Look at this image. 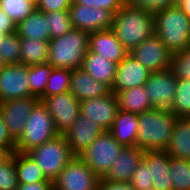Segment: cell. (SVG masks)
Returning <instances> with one entry per match:
<instances>
[{
    "mask_svg": "<svg viewBox=\"0 0 190 190\" xmlns=\"http://www.w3.org/2000/svg\"><path fill=\"white\" fill-rule=\"evenodd\" d=\"M12 152L5 146L0 145V164L12 156Z\"/></svg>",
    "mask_w": 190,
    "mask_h": 190,
    "instance_id": "cell-47",
    "label": "cell"
},
{
    "mask_svg": "<svg viewBox=\"0 0 190 190\" xmlns=\"http://www.w3.org/2000/svg\"><path fill=\"white\" fill-rule=\"evenodd\" d=\"M176 4L190 19V0H177Z\"/></svg>",
    "mask_w": 190,
    "mask_h": 190,
    "instance_id": "cell-46",
    "label": "cell"
},
{
    "mask_svg": "<svg viewBox=\"0 0 190 190\" xmlns=\"http://www.w3.org/2000/svg\"><path fill=\"white\" fill-rule=\"evenodd\" d=\"M0 145L7 147L12 153L15 152V141L8 134L2 115L0 114Z\"/></svg>",
    "mask_w": 190,
    "mask_h": 190,
    "instance_id": "cell-43",
    "label": "cell"
},
{
    "mask_svg": "<svg viewBox=\"0 0 190 190\" xmlns=\"http://www.w3.org/2000/svg\"><path fill=\"white\" fill-rule=\"evenodd\" d=\"M154 32L175 54L190 47V19L175 4L154 13Z\"/></svg>",
    "mask_w": 190,
    "mask_h": 190,
    "instance_id": "cell-3",
    "label": "cell"
},
{
    "mask_svg": "<svg viewBox=\"0 0 190 190\" xmlns=\"http://www.w3.org/2000/svg\"><path fill=\"white\" fill-rule=\"evenodd\" d=\"M80 114L91 119L102 130L109 131L119 111L117 96L108 95L81 101Z\"/></svg>",
    "mask_w": 190,
    "mask_h": 190,
    "instance_id": "cell-15",
    "label": "cell"
},
{
    "mask_svg": "<svg viewBox=\"0 0 190 190\" xmlns=\"http://www.w3.org/2000/svg\"><path fill=\"white\" fill-rule=\"evenodd\" d=\"M24 97H31L28 66L6 64L0 70V102Z\"/></svg>",
    "mask_w": 190,
    "mask_h": 190,
    "instance_id": "cell-14",
    "label": "cell"
},
{
    "mask_svg": "<svg viewBox=\"0 0 190 190\" xmlns=\"http://www.w3.org/2000/svg\"><path fill=\"white\" fill-rule=\"evenodd\" d=\"M100 179L79 156H74L53 181V187L54 190H97Z\"/></svg>",
    "mask_w": 190,
    "mask_h": 190,
    "instance_id": "cell-8",
    "label": "cell"
},
{
    "mask_svg": "<svg viewBox=\"0 0 190 190\" xmlns=\"http://www.w3.org/2000/svg\"><path fill=\"white\" fill-rule=\"evenodd\" d=\"M171 158L190 161V118H178L164 150Z\"/></svg>",
    "mask_w": 190,
    "mask_h": 190,
    "instance_id": "cell-23",
    "label": "cell"
},
{
    "mask_svg": "<svg viewBox=\"0 0 190 190\" xmlns=\"http://www.w3.org/2000/svg\"><path fill=\"white\" fill-rule=\"evenodd\" d=\"M48 20L47 28L50 31L51 39L61 37L73 29L68 10L44 12Z\"/></svg>",
    "mask_w": 190,
    "mask_h": 190,
    "instance_id": "cell-31",
    "label": "cell"
},
{
    "mask_svg": "<svg viewBox=\"0 0 190 190\" xmlns=\"http://www.w3.org/2000/svg\"><path fill=\"white\" fill-rule=\"evenodd\" d=\"M170 69L178 79H190V47L172 55Z\"/></svg>",
    "mask_w": 190,
    "mask_h": 190,
    "instance_id": "cell-38",
    "label": "cell"
},
{
    "mask_svg": "<svg viewBox=\"0 0 190 190\" xmlns=\"http://www.w3.org/2000/svg\"><path fill=\"white\" fill-rule=\"evenodd\" d=\"M21 64L34 66L48 62L49 42L20 38Z\"/></svg>",
    "mask_w": 190,
    "mask_h": 190,
    "instance_id": "cell-27",
    "label": "cell"
},
{
    "mask_svg": "<svg viewBox=\"0 0 190 190\" xmlns=\"http://www.w3.org/2000/svg\"><path fill=\"white\" fill-rule=\"evenodd\" d=\"M172 112L178 118H190V79H178Z\"/></svg>",
    "mask_w": 190,
    "mask_h": 190,
    "instance_id": "cell-32",
    "label": "cell"
},
{
    "mask_svg": "<svg viewBox=\"0 0 190 190\" xmlns=\"http://www.w3.org/2000/svg\"><path fill=\"white\" fill-rule=\"evenodd\" d=\"M5 62L3 61L1 55H0V70L5 66Z\"/></svg>",
    "mask_w": 190,
    "mask_h": 190,
    "instance_id": "cell-49",
    "label": "cell"
},
{
    "mask_svg": "<svg viewBox=\"0 0 190 190\" xmlns=\"http://www.w3.org/2000/svg\"><path fill=\"white\" fill-rule=\"evenodd\" d=\"M27 154L40 166L46 178L52 181L74 157L65 137L61 134L33 148Z\"/></svg>",
    "mask_w": 190,
    "mask_h": 190,
    "instance_id": "cell-6",
    "label": "cell"
},
{
    "mask_svg": "<svg viewBox=\"0 0 190 190\" xmlns=\"http://www.w3.org/2000/svg\"><path fill=\"white\" fill-rule=\"evenodd\" d=\"M116 67V63L88 50L81 68L94 80L102 82L112 88L115 80Z\"/></svg>",
    "mask_w": 190,
    "mask_h": 190,
    "instance_id": "cell-24",
    "label": "cell"
},
{
    "mask_svg": "<svg viewBox=\"0 0 190 190\" xmlns=\"http://www.w3.org/2000/svg\"><path fill=\"white\" fill-rule=\"evenodd\" d=\"M16 23L10 18V16L0 9V31L10 35L16 32Z\"/></svg>",
    "mask_w": 190,
    "mask_h": 190,
    "instance_id": "cell-44",
    "label": "cell"
},
{
    "mask_svg": "<svg viewBox=\"0 0 190 190\" xmlns=\"http://www.w3.org/2000/svg\"><path fill=\"white\" fill-rule=\"evenodd\" d=\"M71 70L53 68L44 92V98L70 90Z\"/></svg>",
    "mask_w": 190,
    "mask_h": 190,
    "instance_id": "cell-33",
    "label": "cell"
},
{
    "mask_svg": "<svg viewBox=\"0 0 190 190\" xmlns=\"http://www.w3.org/2000/svg\"><path fill=\"white\" fill-rule=\"evenodd\" d=\"M48 20L43 11L35 8L29 16L16 25V32L20 38L50 41V31L47 28Z\"/></svg>",
    "mask_w": 190,
    "mask_h": 190,
    "instance_id": "cell-25",
    "label": "cell"
},
{
    "mask_svg": "<svg viewBox=\"0 0 190 190\" xmlns=\"http://www.w3.org/2000/svg\"><path fill=\"white\" fill-rule=\"evenodd\" d=\"M42 102L48 108L59 134L65 133L80 115L81 102L68 92L45 97Z\"/></svg>",
    "mask_w": 190,
    "mask_h": 190,
    "instance_id": "cell-11",
    "label": "cell"
},
{
    "mask_svg": "<svg viewBox=\"0 0 190 190\" xmlns=\"http://www.w3.org/2000/svg\"><path fill=\"white\" fill-rule=\"evenodd\" d=\"M7 35H8V34H6V33L2 32V31H0V43H1V41H2Z\"/></svg>",
    "mask_w": 190,
    "mask_h": 190,
    "instance_id": "cell-48",
    "label": "cell"
},
{
    "mask_svg": "<svg viewBox=\"0 0 190 190\" xmlns=\"http://www.w3.org/2000/svg\"><path fill=\"white\" fill-rule=\"evenodd\" d=\"M130 184L133 186L134 190H157L153 186L150 166H148L143 160H141L136 167Z\"/></svg>",
    "mask_w": 190,
    "mask_h": 190,
    "instance_id": "cell-37",
    "label": "cell"
},
{
    "mask_svg": "<svg viewBox=\"0 0 190 190\" xmlns=\"http://www.w3.org/2000/svg\"><path fill=\"white\" fill-rule=\"evenodd\" d=\"M52 70L53 67L48 62L28 67L31 97H36L40 101L44 99V92Z\"/></svg>",
    "mask_w": 190,
    "mask_h": 190,
    "instance_id": "cell-29",
    "label": "cell"
},
{
    "mask_svg": "<svg viewBox=\"0 0 190 190\" xmlns=\"http://www.w3.org/2000/svg\"><path fill=\"white\" fill-rule=\"evenodd\" d=\"M178 117L171 111L150 109L138 114L136 147L144 151H164Z\"/></svg>",
    "mask_w": 190,
    "mask_h": 190,
    "instance_id": "cell-2",
    "label": "cell"
},
{
    "mask_svg": "<svg viewBox=\"0 0 190 190\" xmlns=\"http://www.w3.org/2000/svg\"><path fill=\"white\" fill-rule=\"evenodd\" d=\"M124 147L109 131H103L79 157L102 178Z\"/></svg>",
    "mask_w": 190,
    "mask_h": 190,
    "instance_id": "cell-7",
    "label": "cell"
},
{
    "mask_svg": "<svg viewBox=\"0 0 190 190\" xmlns=\"http://www.w3.org/2000/svg\"><path fill=\"white\" fill-rule=\"evenodd\" d=\"M144 150L136 146L124 147L113 161V165L101 178L111 182H130L133 173L141 162Z\"/></svg>",
    "mask_w": 190,
    "mask_h": 190,
    "instance_id": "cell-18",
    "label": "cell"
},
{
    "mask_svg": "<svg viewBox=\"0 0 190 190\" xmlns=\"http://www.w3.org/2000/svg\"><path fill=\"white\" fill-rule=\"evenodd\" d=\"M103 131L91 119L80 114L73 125L62 135L72 154L80 156Z\"/></svg>",
    "mask_w": 190,
    "mask_h": 190,
    "instance_id": "cell-16",
    "label": "cell"
},
{
    "mask_svg": "<svg viewBox=\"0 0 190 190\" xmlns=\"http://www.w3.org/2000/svg\"><path fill=\"white\" fill-rule=\"evenodd\" d=\"M70 93L80 102L91 98L105 96L111 93V88L99 81L94 80L82 68L71 70Z\"/></svg>",
    "mask_w": 190,
    "mask_h": 190,
    "instance_id": "cell-20",
    "label": "cell"
},
{
    "mask_svg": "<svg viewBox=\"0 0 190 190\" xmlns=\"http://www.w3.org/2000/svg\"><path fill=\"white\" fill-rule=\"evenodd\" d=\"M136 0H123L124 4H133Z\"/></svg>",
    "mask_w": 190,
    "mask_h": 190,
    "instance_id": "cell-50",
    "label": "cell"
},
{
    "mask_svg": "<svg viewBox=\"0 0 190 190\" xmlns=\"http://www.w3.org/2000/svg\"><path fill=\"white\" fill-rule=\"evenodd\" d=\"M72 0H39L36 8L43 12L68 10Z\"/></svg>",
    "mask_w": 190,
    "mask_h": 190,
    "instance_id": "cell-41",
    "label": "cell"
},
{
    "mask_svg": "<svg viewBox=\"0 0 190 190\" xmlns=\"http://www.w3.org/2000/svg\"><path fill=\"white\" fill-rule=\"evenodd\" d=\"M60 135L48 108L38 101L27 118L24 131L15 142V151L27 153Z\"/></svg>",
    "mask_w": 190,
    "mask_h": 190,
    "instance_id": "cell-5",
    "label": "cell"
},
{
    "mask_svg": "<svg viewBox=\"0 0 190 190\" xmlns=\"http://www.w3.org/2000/svg\"><path fill=\"white\" fill-rule=\"evenodd\" d=\"M97 190H134L130 182H111L100 179Z\"/></svg>",
    "mask_w": 190,
    "mask_h": 190,
    "instance_id": "cell-42",
    "label": "cell"
},
{
    "mask_svg": "<svg viewBox=\"0 0 190 190\" xmlns=\"http://www.w3.org/2000/svg\"><path fill=\"white\" fill-rule=\"evenodd\" d=\"M88 43L89 33L74 28L61 37L50 39L48 63L53 68H81Z\"/></svg>",
    "mask_w": 190,
    "mask_h": 190,
    "instance_id": "cell-4",
    "label": "cell"
},
{
    "mask_svg": "<svg viewBox=\"0 0 190 190\" xmlns=\"http://www.w3.org/2000/svg\"><path fill=\"white\" fill-rule=\"evenodd\" d=\"M68 11L74 29L93 33L112 27L114 14L109 10L76 4L72 0Z\"/></svg>",
    "mask_w": 190,
    "mask_h": 190,
    "instance_id": "cell-13",
    "label": "cell"
},
{
    "mask_svg": "<svg viewBox=\"0 0 190 190\" xmlns=\"http://www.w3.org/2000/svg\"><path fill=\"white\" fill-rule=\"evenodd\" d=\"M36 8L27 0H0V9L6 12L10 18L18 24Z\"/></svg>",
    "mask_w": 190,
    "mask_h": 190,
    "instance_id": "cell-34",
    "label": "cell"
},
{
    "mask_svg": "<svg viewBox=\"0 0 190 190\" xmlns=\"http://www.w3.org/2000/svg\"><path fill=\"white\" fill-rule=\"evenodd\" d=\"M172 190H190V161L170 158Z\"/></svg>",
    "mask_w": 190,
    "mask_h": 190,
    "instance_id": "cell-30",
    "label": "cell"
},
{
    "mask_svg": "<svg viewBox=\"0 0 190 190\" xmlns=\"http://www.w3.org/2000/svg\"><path fill=\"white\" fill-rule=\"evenodd\" d=\"M76 4L111 11L114 15L124 5L123 0H73Z\"/></svg>",
    "mask_w": 190,
    "mask_h": 190,
    "instance_id": "cell-39",
    "label": "cell"
},
{
    "mask_svg": "<svg viewBox=\"0 0 190 190\" xmlns=\"http://www.w3.org/2000/svg\"><path fill=\"white\" fill-rule=\"evenodd\" d=\"M0 55L5 64H21L20 37L17 32L7 35L1 41Z\"/></svg>",
    "mask_w": 190,
    "mask_h": 190,
    "instance_id": "cell-35",
    "label": "cell"
},
{
    "mask_svg": "<svg viewBox=\"0 0 190 190\" xmlns=\"http://www.w3.org/2000/svg\"><path fill=\"white\" fill-rule=\"evenodd\" d=\"M27 1H30L31 3H33L35 6H37L39 0H27Z\"/></svg>",
    "mask_w": 190,
    "mask_h": 190,
    "instance_id": "cell-51",
    "label": "cell"
},
{
    "mask_svg": "<svg viewBox=\"0 0 190 190\" xmlns=\"http://www.w3.org/2000/svg\"><path fill=\"white\" fill-rule=\"evenodd\" d=\"M120 110L133 113H143L153 109L145 86L133 87L116 93Z\"/></svg>",
    "mask_w": 190,
    "mask_h": 190,
    "instance_id": "cell-26",
    "label": "cell"
},
{
    "mask_svg": "<svg viewBox=\"0 0 190 190\" xmlns=\"http://www.w3.org/2000/svg\"><path fill=\"white\" fill-rule=\"evenodd\" d=\"M150 71L128 54L116 67V74L111 92L117 93L133 87L144 86Z\"/></svg>",
    "mask_w": 190,
    "mask_h": 190,
    "instance_id": "cell-17",
    "label": "cell"
},
{
    "mask_svg": "<svg viewBox=\"0 0 190 190\" xmlns=\"http://www.w3.org/2000/svg\"><path fill=\"white\" fill-rule=\"evenodd\" d=\"M38 101L36 97H24L0 102V114L8 134L15 142L22 135L27 118Z\"/></svg>",
    "mask_w": 190,
    "mask_h": 190,
    "instance_id": "cell-12",
    "label": "cell"
},
{
    "mask_svg": "<svg viewBox=\"0 0 190 190\" xmlns=\"http://www.w3.org/2000/svg\"><path fill=\"white\" fill-rule=\"evenodd\" d=\"M176 3L177 0H136L133 4L141 9L155 13Z\"/></svg>",
    "mask_w": 190,
    "mask_h": 190,
    "instance_id": "cell-40",
    "label": "cell"
},
{
    "mask_svg": "<svg viewBox=\"0 0 190 190\" xmlns=\"http://www.w3.org/2000/svg\"><path fill=\"white\" fill-rule=\"evenodd\" d=\"M170 156L165 151H144L142 160L150 166L153 186L157 190H172L169 172Z\"/></svg>",
    "mask_w": 190,
    "mask_h": 190,
    "instance_id": "cell-21",
    "label": "cell"
},
{
    "mask_svg": "<svg viewBox=\"0 0 190 190\" xmlns=\"http://www.w3.org/2000/svg\"><path fill=\"white\" fill-rule=\"evenodd\" d=\"M17 190H54L53 181L47 179L45 181L35 183L18 184Z\"/></svg>",
    "mask_w": 190,
    "mask_h": 190,
    "instance_id": "cell-45",
    "label": "cell"
},
{
    "mask_svg": "<svg viewBox=\"0 0 190 190\" xmlns=\"http://www.w3.org/2000/svg\"><path fill=\"white\" fill-rule=\"evenodd\" d=\"M154 13L134 4H124L113 17L111 30L123 47L131 51L154 32Z\"/></svg>",
    "mask_w": 190,
    "mask_h": 190,
    "instance_id": "cell-1",
    "label": "cell"
},
{
    "mask_svg": "<svg viewBox=\"0 0 190 190\" xmlns=\"http://www.w3.org/2000/svg\"><path fill=\"white\" fill-rule=\"evenodd\" d=\"M88 50L116 64L129 54L111 29L89 33Z\"/></svg>",
    "mask_w": 190,
    "mask_h": 190,
    "instance_id": "cell-19",
    "label": "cell"
},
{
    "mask_svg": "<svg viewBox=\"0 0 190 190\" xmlns=\"http://www.w3.org/2000/svg\"><path fill=\"white\" fill-rule=\"evenodd\" d=\"M18 178L15 166V152L0 164V190H17Z\"/></svg>",
    "mask_w": 190,
    "mask_h": 190,
    "instance_id": "cell-36",
    "label": "cell"
},
{
    "mask_svg": "<svg viewBox=\"0 0 190 190\" xmlns=\"http://www.w3.org/2000/svg\"><path fill=\"white\" fill-rule=\"evenodd\" d=\"M15 166L18 184L47 180L40 166L27 153L15 151Z\"/></svg>",
    "mask_w": 190,
    "mask_h": 190,
    "instance_id": "cell-28",
    "label": "cell"
},
{
    "mask_svg": "<svg viewBox=\"0 0 190 190\" xmlns=\"http://www.w3.org/2000/svg\"><path fill=\"white\" fill-rule=\"evenodd\" d=\"M177 83L171 69L150 73L144 86L154 109L172 112Z\"/></svg>",
    "mask_w": 190,
    "mask_h": 190,
    "instance_id": "cell-9",
    "label": "cell"
},
{
    "mask_svg": "<svg viewBox=\"0 0 190 190\" xmlns=\"http://www.w3.org/2000/svg\"><path fill=\"white\" fill-rule=\"evenodd\" d=\"M138 127L137 113L126 112L119 109L109 132L114 136V139L123 146H136Z\"/></svg>",
    "mask_w": 190,
    "mask_h": 190,
    "instance_id": "cell-22",
    "label": "cell"
},
{
    "mask_svg": "<svg viewBox=\"0 0 190 190\" xmlns=\"http://www.w3.org/2000/svg\"><path fill=\"white\" fill-rule=\"evenodd\" d=\"M129 54L150 72H161L171 68L173 54L155 34L134 47Z\"/></svg>",
    "mask_w": 190,
    "mask_h": 190,
    "instance_id": "cell-10",
    "label": "cell"
}]
</instances>
